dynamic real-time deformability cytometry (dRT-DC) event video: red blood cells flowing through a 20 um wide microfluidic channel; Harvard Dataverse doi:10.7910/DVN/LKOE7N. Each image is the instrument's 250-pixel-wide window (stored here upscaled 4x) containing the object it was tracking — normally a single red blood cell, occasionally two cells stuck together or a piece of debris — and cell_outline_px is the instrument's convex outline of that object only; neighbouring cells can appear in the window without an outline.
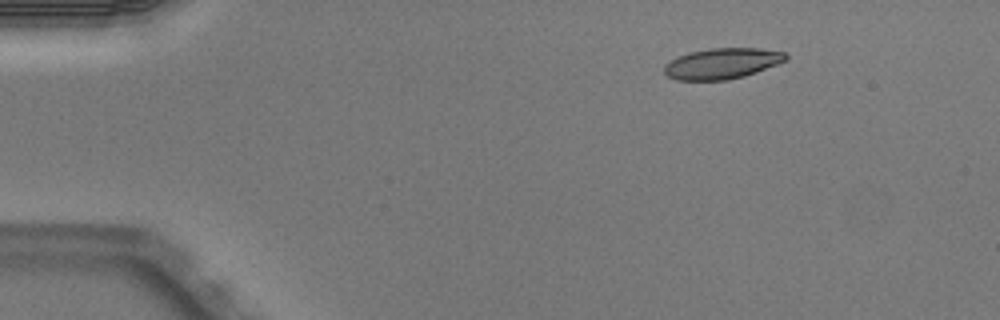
{"species": "Egyptian fruit bat (a non-hibernating species)", "species_latin": "Rousettus aegyptiacus", "temperature_condition": "warm", "stored_images_in_passage": 3, "camera_frame_rate_fps": 3000, "um_per_image_px": 0.085, "animal": {"sex": "male"}, "frame": {"image": 1, "passage_image": 1, "time_ms": 0.0, "image_size_px": [1000, 320], "cell_outline_px": [[788, 60], [756, 72], [744, 76], [728, 80], [676, 80], [668, 76], [664, 72], [664, 64], [676, 56], [688, 52], [708, 48], [760, 48], [784, 52], [788, 56]], "centroid_in_image_um": [61.36, 5.39], "position_along_channel_um": 23.6, "area_um2": 22.02}}
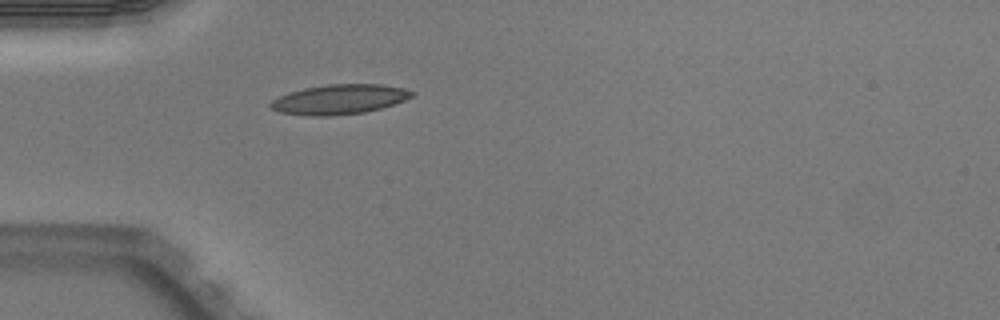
{"frame": {"image": 2, "passage_image": 3, "time_ms": 0.667, "image_size_px": [1000, 320], "cell_outline_px": [[416, 92], [412, 96], [404, 100], [380, 108], [364, 112], [332, 116], [308, 116], [280, 112], [272, 108], [268, 104], [272, 100], [288, 92], [304, 88], [328, 84], [380, 84], [404, 88]], "centroid_in_image_um": [28.83, 8.44], "position_along_channel_um": 56.2, "area_um2": 24.45}}